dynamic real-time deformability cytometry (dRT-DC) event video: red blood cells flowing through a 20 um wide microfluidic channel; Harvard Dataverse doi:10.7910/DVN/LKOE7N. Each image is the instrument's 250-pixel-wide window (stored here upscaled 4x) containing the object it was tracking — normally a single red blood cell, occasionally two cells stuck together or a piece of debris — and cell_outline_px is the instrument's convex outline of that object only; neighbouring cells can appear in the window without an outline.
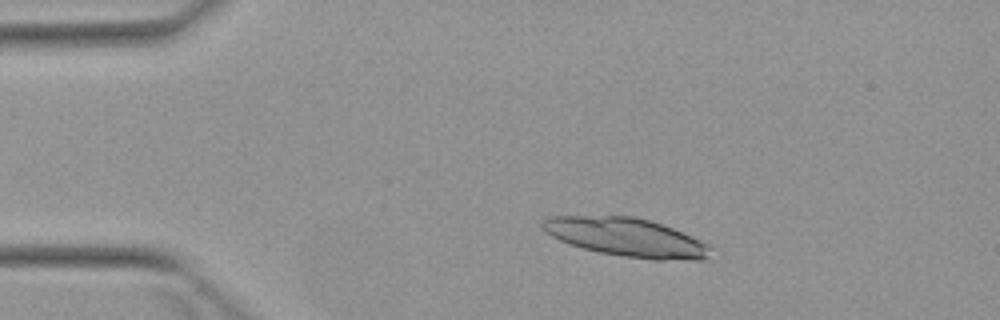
{"species": "Egyptian fruit bat (a non-hibernating species)", "species_latin": "Rousettus aegyptiacus", "temperature_condition": "warm", "stored_images_in_passage": 3, "camera_frame_rate_fps": 3000, "um_per_image_px": 0.085, "animal": {"sex": "female"}, "frame": {"image": 1, "passage_image": 2, "time_ms": 1.333, "image_size_px": [1000, 320], "cell_outline_px": [[712, 248], [708, 260], [652, 260], [624, 256], [600, 252], [584, 248], [560, 240], [544, 232], [540, 228], [540, 224], [544, 220], [552, 216], [632, 216], [652, 220], [672, 228], [700, 240], [708, 244]], "centroid_in_image_um": [53.28, 20.17], "position_along_channel_um": 31.7, "area_um2": 37.74}}